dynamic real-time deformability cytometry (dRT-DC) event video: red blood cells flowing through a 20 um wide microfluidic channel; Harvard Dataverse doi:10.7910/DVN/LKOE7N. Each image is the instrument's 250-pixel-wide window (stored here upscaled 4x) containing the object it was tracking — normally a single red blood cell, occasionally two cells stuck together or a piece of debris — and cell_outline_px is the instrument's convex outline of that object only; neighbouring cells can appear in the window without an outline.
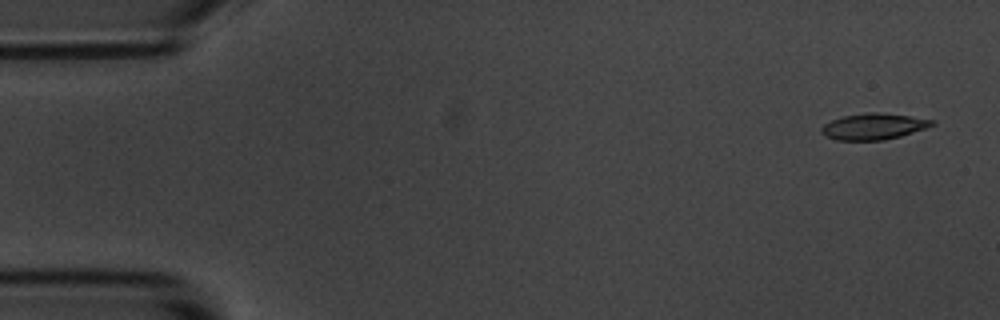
{"species": "common noctule bat (a hibernating species)", "species_latin": "Nyctalus noctula", "temperature_condition": "room temperature", "stored_images_in_passage": 54, "camera_frame_rate_fps": 3000, "um_per_image_px": 0.085, "animal": {"sex": "male", "body_mass_g": 20.1, "forearm_length_mm": 53.5}, "frame": {"image": 1, "passage_image": 2, "time_ms": 0.333, "image_size_px": [1000, 320], "cell_outline_px": [[936, 124], [900, 136], [884, 140], [836, 140], [824, 136], [820, 132], [820, 128], [824, 124], [832, 120], [844, 116], [868, 112], [880, 112], [936, 120]], "centroid_in_image_um": [74.22, 10.75], "position_along_channel_um": 10.8, "area_um2": 16.82}}
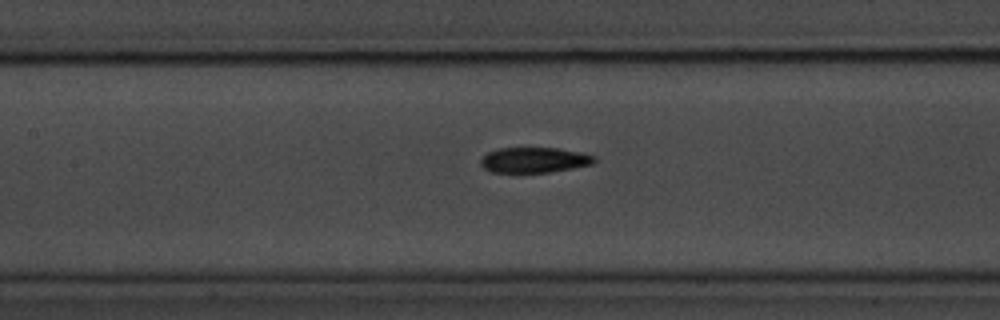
{"frame": {"image": 2, "passage_image": 24, "time_ms": 7.667, "image_size_px": [1000, 320], "cell_outline_px": [[596, 160], [592, 164], [572, 168], [548, 172], [492, 172], [484, 168], [480, 164], [480, 160], [488, 152], [500, 148], [560, 148], [584, 152], [596, 156]], "centroid_in_image_um": [45.45, 13.59], "position_along_channel_um": 162.0, "area_um2": 16.82}}
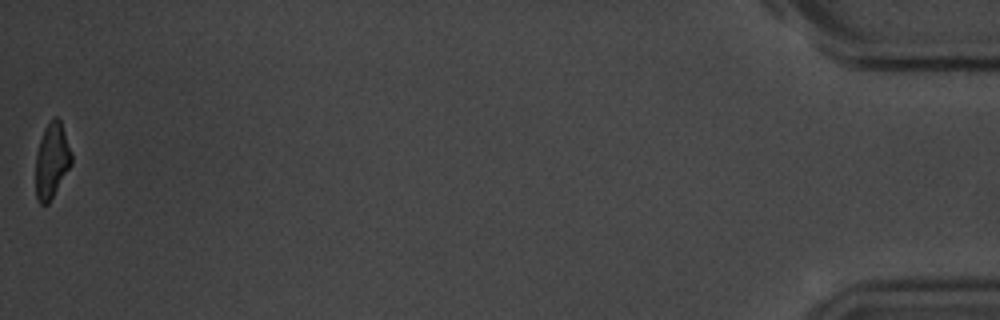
{"frame": {"image": 3, "passage_image": 54, "time_ms": 17.667, "image_size_px": [1000, 320], "cell_outline_px": [[72, 164], [48, 204], [40, 204], [36, 200], [36, 152], [44, 128], [52, 116], [56, 116], [60, 120], [72, 152]], "centroid_in_image_um": [4.4, 13.63], "position_along_channel_um": 430.8, "area_um2": 15.84}, "authors_computed_cell_mechanics": {"area_um2": 17.1666, "velocity_mm_per_s": 3.6732, "shape_relaxation_time_tau1_ms": 4.7366, "shape_relaxation_time_tau2_ms": 3.3218, "deformation_change_tau1": 0.1667, "deformation_change_tau2": 0.1021}}